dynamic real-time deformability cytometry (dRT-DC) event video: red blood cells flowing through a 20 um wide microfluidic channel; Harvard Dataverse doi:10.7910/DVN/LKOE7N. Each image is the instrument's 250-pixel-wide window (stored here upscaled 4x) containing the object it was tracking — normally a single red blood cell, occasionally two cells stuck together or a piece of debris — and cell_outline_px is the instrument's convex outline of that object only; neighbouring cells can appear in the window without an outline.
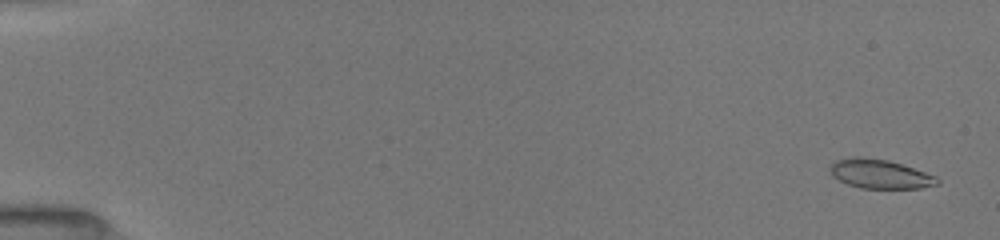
{"species": "common noctule bat (a hibernating species)", "species_latin": "Nyctalus noctula", "temperature_condition": "room temperature", "stored_images_in_passage": 41, "camera_frame_rate_fps": 3000, "um_per_image_px": 0.085, "animal": {"sex": "female", "body_mass_g": 19.5, "forearm_length_mm": 54.1}, "frame": {"image": 1, "passage_image": 2, "time_ms": 0.333, "image_size_px": [1000, 240], "cell_outline_px": [[940, 184], [920, 188], [860, 188], [848, 184], [832, 176], [828, 168], [836, 160], [852, 156], [860, 156], [888, 160], [936, 176], [940, 180]], "centroid_in_image_um": [74.77, 14.78], "position_along_channel_um": 10.2, "area_um2": 18.15}}
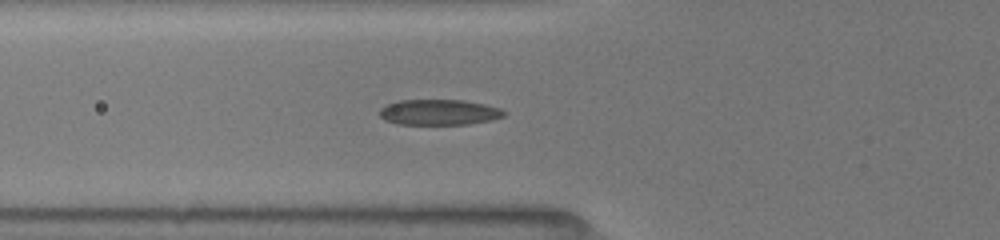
{"frame": {"image": 2, "passage_image": 25, "time_ms": 6.333, "image_size_px": [1000, 240], "cell_outline_px": [[508, 112], [504, 116], [492, 120], [468, 124], [396, 124], [384, 120], [380, 116], [380, 108], [388, 104], [400, 100], [464, 100], [484, 104], [500, 108]], "centroid_in_image_um": [37.34, 9.54], "position_along_channel_um": 88.5, "area_um2": 18.61}}
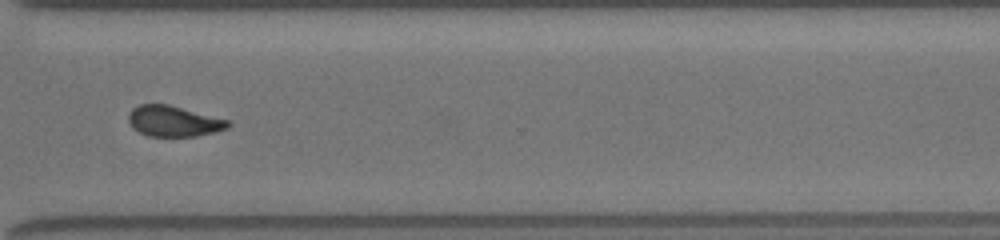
{"frame": {"image": 3, "passage_image": 40, "time_ms": 13.0, "image_size_px": [1000, 240], "cell_outline_px": [[232, 124], [228, 128], [216, 132], [196, 136], [148, 136], [132, 128], [128, 120], [128, 112], [132, 108], [140, 104], [168, 104], [228, 120]], "centroid_in_image_um": [14.74, 10.3], "position_along_channel_um": 355.9, "area_um2": 17.86}}